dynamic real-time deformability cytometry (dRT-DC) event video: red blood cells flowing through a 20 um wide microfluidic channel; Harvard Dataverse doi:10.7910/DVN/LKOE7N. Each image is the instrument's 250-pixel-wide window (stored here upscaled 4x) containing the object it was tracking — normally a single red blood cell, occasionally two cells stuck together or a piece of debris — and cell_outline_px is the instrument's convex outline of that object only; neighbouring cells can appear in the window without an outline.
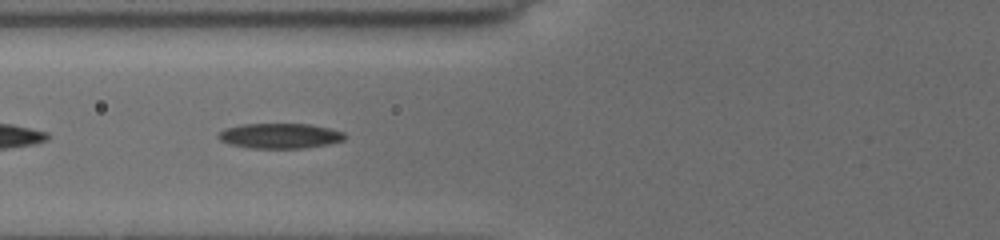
{"species": "common noctule bat (a hibernating species)", "species_latin": "Nyctalus noctula", "temperature_condition": "cold", "stored_images_in_passage": 25, "camera_frame_rate_fps": 3000, "um_per_image_px": 0.085, "animal": {"sex": "female", "body_mass_g": 19.5, "forearm_length_mm": 54.1}, "frame": {"image": 1, "passage_image": 10, "time_ms": 1.333, "image_size_px": [1000, 240], "cell_outline_px": [[344, 140], [328, 144], [308, 148], [248, 148], [228, 144], [220, 140], [216, 136], [220, 132], [228, 128], [244, 124], [308, 124], [328, 128], [344, 132]], "centroid_in_image_um": [23.78, 11.56], "position_along_channel_um": 102.0, "area_um2": 18.44}}